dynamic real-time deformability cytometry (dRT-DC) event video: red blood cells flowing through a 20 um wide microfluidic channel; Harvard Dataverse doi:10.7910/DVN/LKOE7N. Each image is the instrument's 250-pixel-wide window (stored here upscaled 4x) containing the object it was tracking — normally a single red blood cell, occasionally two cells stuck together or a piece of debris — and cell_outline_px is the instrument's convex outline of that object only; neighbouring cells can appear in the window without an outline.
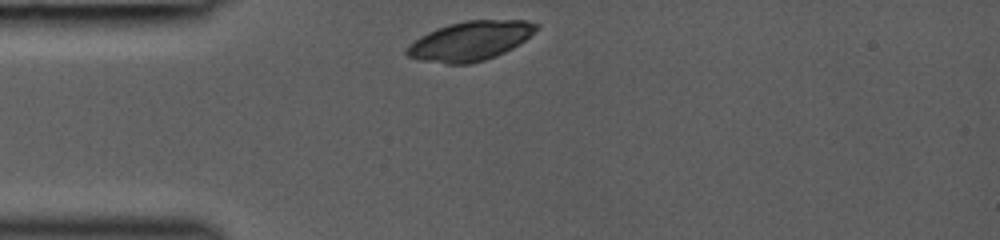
{"species": "common noctule bat (a hibernating species)", "species_latin": "Nyctalus noctula", "temperature_condition": "room temperature", "stored_images_in_passage": 28, "camera_frame_rate_fps": 3000, "um_per_image_px": 0.085, "animal": {"sex": "female", "body_mass_g": 19.0, "forearm_length_mm": 53.3}, "frame": {"image": 1, "passage_image": 1, "time_ms": 0.0, "image_size_px": [1000, 240], "cell_outline_px": [[540, 28], [520, 44], [496, 56], [484, 60], [468, 64], [448, 64], [420, 60], [408, 56], [404, 52], [408, 44], [420, 36], [436, 28], [468, 20], [528, 20], [540, 24]], "centroid_in_image_um": [39.99, 3.47], "position_along_channel_um": 45.0, "area_um2": 29.77}}
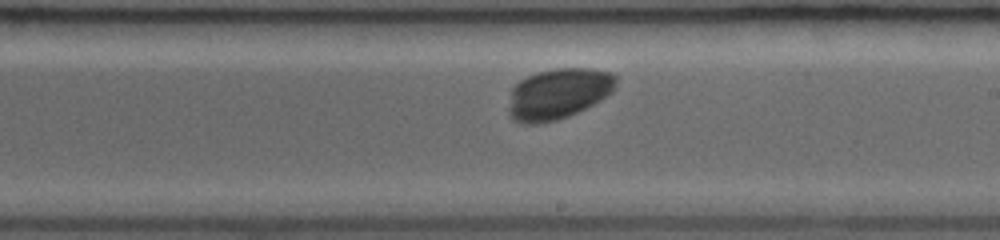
{"frame": {"image": 2, "passage_image": 16, "time_ms": 5.0, "image_size_px": [1000, 240], "cell_outline_px": [[616, 88], [612, 92], [592, 104], [568, 116], [556, 120], [540, 124], [520, 124], [512, 120], [508, 112], [508, 108], [512, 88], [520, 80], [528, 76], [540, 72], [556, 68], [588, 68], [608, 72], [616, 76]], "centroid_in_image_um": [47.42, 7.98], "position_along_channel_um": 241.6, "area_um2": 31.67}}
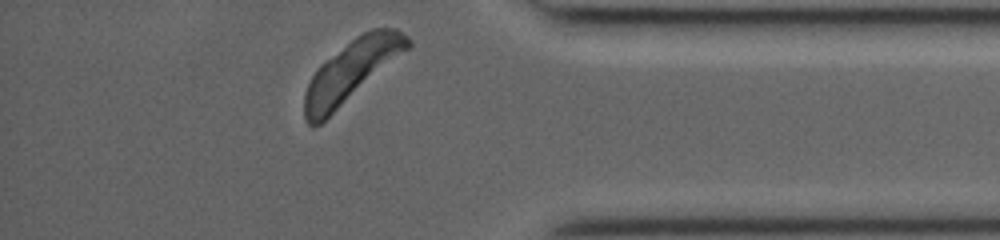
{"frame": {"image": 3, "passage_image": 28, "time_ms": 9.0, "image_size_px": [1000, 240], "cell_outline_px": [[412, 44], [408, 48], [320, 124], [308, 124], [304, 120], [304, 92], [316, 68], [320, 64], [356, 36], [372, 28], [396, 28], [408, 36], [412, 40]], "centroid_in_image_um": [29.85, 6.01], "position_along_channel_um": 405.4, "area_um2": 36.01}}